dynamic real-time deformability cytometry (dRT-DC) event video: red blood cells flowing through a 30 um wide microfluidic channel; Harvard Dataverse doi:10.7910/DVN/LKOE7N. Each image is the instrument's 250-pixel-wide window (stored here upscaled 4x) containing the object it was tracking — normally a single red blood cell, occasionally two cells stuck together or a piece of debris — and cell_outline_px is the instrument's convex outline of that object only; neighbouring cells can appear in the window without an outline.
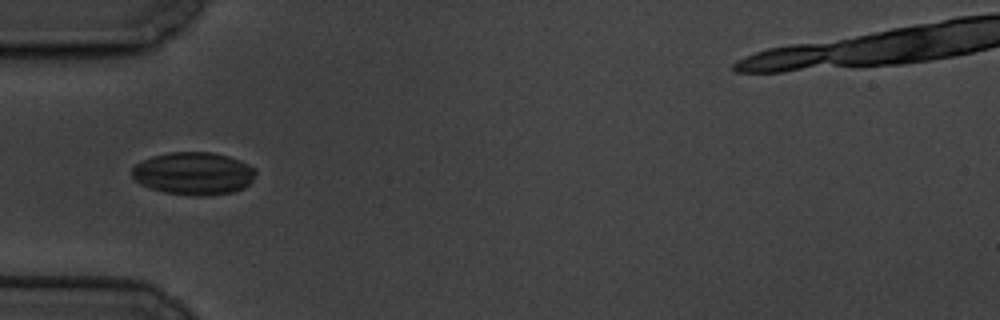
{"species": "common noctule bat (a hibernating species)", "species_latin": "Nyctalus noctula", "temperature_condition": "cold", "stored_images_in_passage": 7, "camera_frame_rate_fps": 3000, "um_per_image_px": 0.085, "animal": {"sex": "male", "body_mass_g": 19.5, "forearm_length_mm": 54.6}, "frame": {"image": 1, "passage_image": 4, "time_ms": 4.333, "image_size_px": [1000, 320], "cell_outline_px": [[256, 172], [252, 180], [244, 188], [232, 192], [208, 196], [192, 196], [164, 192], [140, 184], [132, 176], [132, 168], [136, 164], [152, 156], [168, 152], [212, 152], [228, 156], [240, 160], [256, 168]], "centroid_in_image_um": [16.47, 14.74], "position_along_channel_um": 68.5, "area_um2": 30.87}}
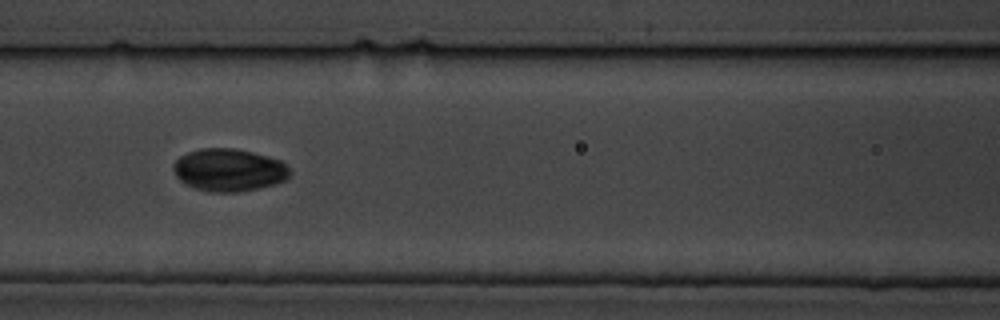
{"frame": {"image": 2, "passage_image": 6, "time_ms": 6.667, "image_size_px": [1000, 320], "cell_outline_px": [[292, 172], [288, 180], [276, 184], [260, 188], [236, 192], [208, 192], [196, 188], [180, 180], [176, 176], [172, 168], [172, 164], [180, 156], [188, 152], [200, 148], [236, 148], [268, 156], [280, 160]], "centroid_in_image_um": [19.48, 14.45], "position_along_channel_um": 147.1, "area_um2": 29.13}}
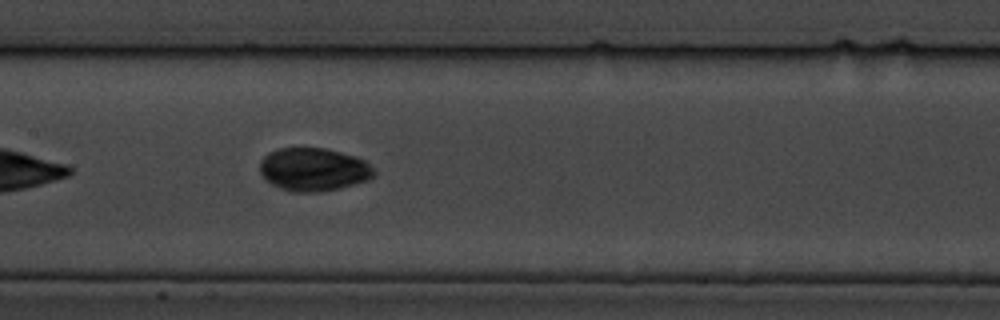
{"frame": {"image": 3, "passage_image": 7, "time_ms": 7.667, "image_size_px": [1000, 320], "cell_outline_px": [[376, 176], [368, 180], [340, 188], [320, 192], [292, 192], [280, 188], [272, 184], [260, 172], [260, 160], [268, 152], [276, 148], [324, 148], [356, 156], [364, 160], [376, 172]], "centroid_in_image_um": [26.66, 14.4], "position_along_channel_um": 180.7, "area_um2": 28.78}}